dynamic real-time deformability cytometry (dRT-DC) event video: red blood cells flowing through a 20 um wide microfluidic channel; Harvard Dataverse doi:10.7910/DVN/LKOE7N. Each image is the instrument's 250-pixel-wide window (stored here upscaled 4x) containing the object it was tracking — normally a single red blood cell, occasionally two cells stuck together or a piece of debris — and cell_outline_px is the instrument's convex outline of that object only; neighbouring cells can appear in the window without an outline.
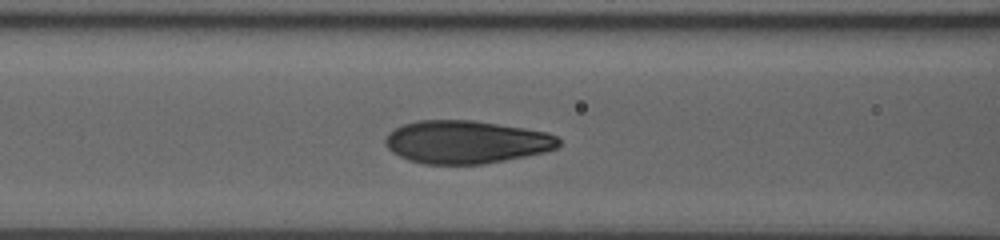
{"species": "human", "species_latin": "Homo sapiens", "temperature_condition": "room temperature", "stored_images_in_passage": 43, "camera_frame_rate_fps": 3000, "um_per_image_px": 0.085, "donor": {"sex": "male"}, "frame": {"image": 1, "passage_image": 10, "time_ms": 4.0, "image_size_px": [1000, 240], "cell_outline_px": [[560, 144], [556, 148], [544, 152], [484, 164], [424, 164], [408, 160], [392, 152], [388, 148], [384, 140], [388, 132], [392, 128], [404, 124], [420, 120], [472, 120], [524, 128], [548, 132], [556, 136], [560, 140]], "centroid_in_image_um": [39.6, 12.06], "position_along_channel_um": 127.0, "area_um2": 43.41}}
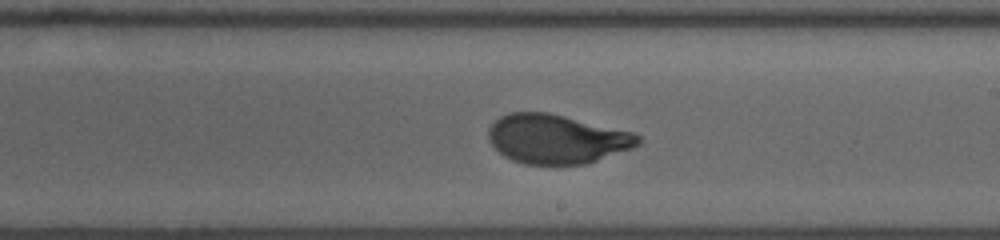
{"frame": {"image": 2, "passage_image": 20, "time_ms": 7.0, "image_size_px": [1000, 240], "cell_outline_px": [[640, 144], [632, 148], [588, 164], [524, 164], [512, 160], [504, 156], [488, 140], [488, 128], [500, 116], [512, 112], [548, 112], [632, 132], [640, 136]], "centroid_in_image_um": [47.31, 11.82], "position_along_channel_um": 241.7, "area_um2": 42.77}}
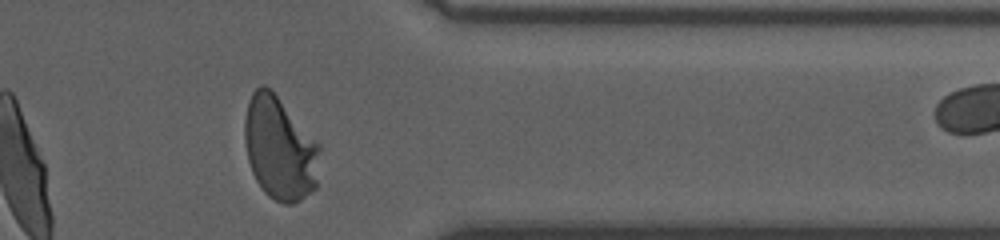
{"frame": {"image": 3, "passage_image": 42, "time_ms": 11.0, "image_size_px": [1000, 240], "cell_outline_px": [[320, 148], [316, 188], [300, 200], [292, 204], [284, 204], [268, 196], [264, 192], [256, 180], [252, 172], [248, 160], [244, 140], [244, 120], [248, 100], [252, 92], [260, 84], [264, 84], [276, 96], [320, 144]], "centroid_in_image_um": [23.75, 12.63], "position_along_channel_um": 387.6, "area_um2": 45.03}, "authors_computed_cell_mechanics": {"area_um2": 42.9454, "velocity_mm_per_s": 3.8265, "shape_relaxation_time_tau1_ms": 3.9113, "shape_relaxation_time_tau2_ms": null, "deformation_change_tau1": 0.1957, "deformation_change_tau2": null}}